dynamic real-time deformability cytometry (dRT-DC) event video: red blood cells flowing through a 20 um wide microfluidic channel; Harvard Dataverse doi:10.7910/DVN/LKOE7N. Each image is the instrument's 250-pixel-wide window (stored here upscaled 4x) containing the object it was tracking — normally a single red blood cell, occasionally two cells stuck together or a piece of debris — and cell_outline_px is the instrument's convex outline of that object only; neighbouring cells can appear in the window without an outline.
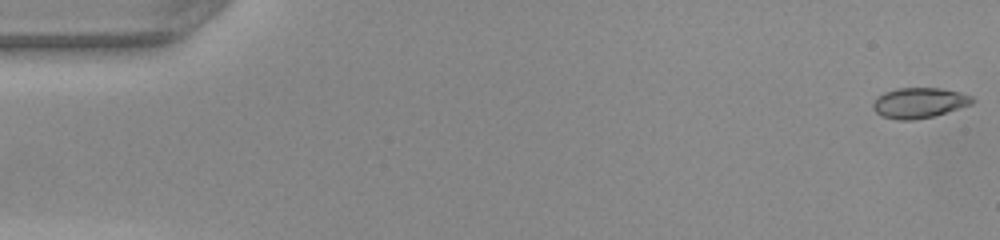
{"species": "common noctule bat (a hibernating species)", "species_latin": "Nyctalus noctula", "temperature_condition": "warm", "stored_images_in_passage": 49, "camera_frame_rate_fps": 3000, "um_per_image_px": 0.085, "animal": {"sex": "female", "body_mass_g": 22.0, "forearm_length_mm": 56.7}, "frame": {"image": 1, "passage_image": 1, "time_ms": 0.0, "image_size_px": [1000, 240], "cell_outline_px": [[976, 100], [972, 104], [932, 116], [912, 120], [900, 120], [880, 116], [872, 108], [872, 104], [876, 96], [884, 92], [896, 88], [940, 88], [960, 92], [972, 96]], "centroid_in_image_um": [78.1, 8.73], "position_along_channel_um": 6.9, "area_um2": 17.63}}
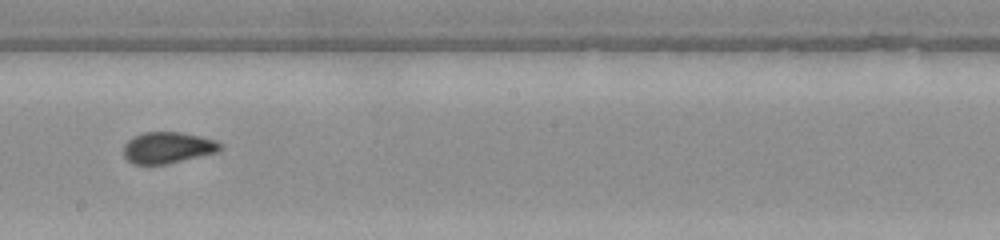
{"frame": {"image": 2, "passage_image": 28, "time_ms": 9.0, "image_size_px": [1000, 240], "cell_outline_px": [[224, 148], [216, 152], [168, 164], [132, 164], [124, 156], [124, 144], [128, 140], [144, 132], [180, 132], [200, 136], [216, 140], [224, 144]], "centroid_in_image_um": [14.29, 12.55], "position_along_channel_um": 233.9, "area_um2": 17.69}}
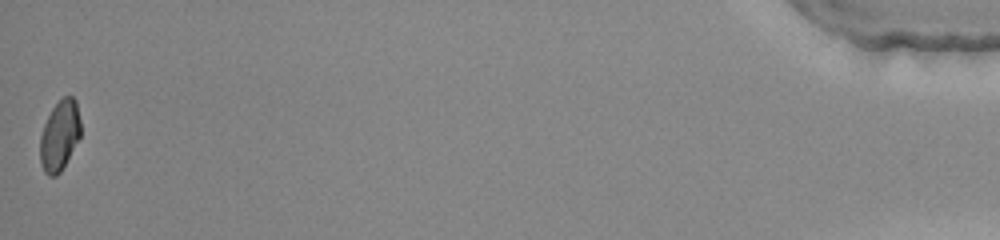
{"frame": {"image": 3, "passage_image": 49, "time_ms": 16.0, "image_size_px": [1000, 240], "cell_outline_px": [[80, 136], [60, 172], [56, 176], [48, 176], [44, 172], [40, 164], [40, 136], [44, 124], [52, 108], [64, 96], [72, 96], [76, 100], [80, 120]], "centroid_in_image_um": [5.05, 11.53], "position_along_channel_um": 430.1, "area_um2": 16.47}}